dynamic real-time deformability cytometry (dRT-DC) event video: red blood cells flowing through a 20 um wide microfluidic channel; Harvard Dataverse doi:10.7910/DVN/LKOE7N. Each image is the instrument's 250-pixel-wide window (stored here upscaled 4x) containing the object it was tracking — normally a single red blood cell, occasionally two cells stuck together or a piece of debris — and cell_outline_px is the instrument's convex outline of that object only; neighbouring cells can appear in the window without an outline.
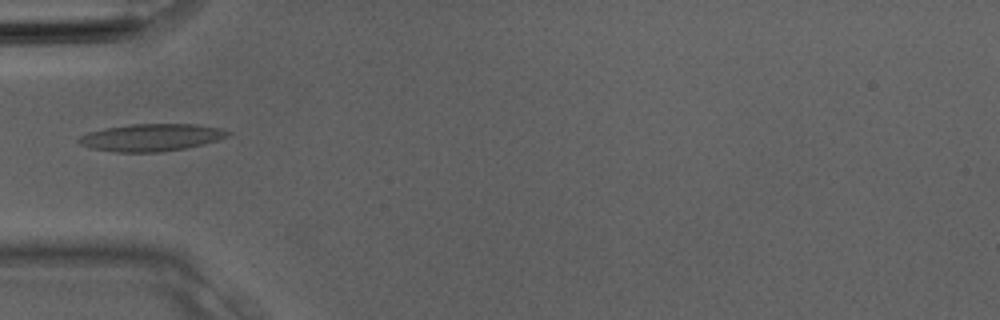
{"species": "Egyptian fruit bat (a non-hibernating species)", "species_latin": "Rousettus aegyptiacus", "temperature_condition": "room temperature", "stored_images_in_passage": 3, "camera_frame_rate_fps": 3000, "um_per_image_px": 0.085, "animal": {"sex": "male"}, "frame": {"image": 1, "passage_image": 3, "time_ms": 0.667, "image_size_px": [1000, 320], "cell_outline_px": [[232, 132], [228, 136], [204, 144], [184, 148], [160, 152], [116, 152], [92, 148], [80, 144], [76, 140], [80, 136], [88, 132], [108, 128], [132, 124], [196, 124], [220, 128]], "centroid_in_image_um": [12.87, 11.68], "position_along_channel_um": 72.1, "area_um2": 23.52}}